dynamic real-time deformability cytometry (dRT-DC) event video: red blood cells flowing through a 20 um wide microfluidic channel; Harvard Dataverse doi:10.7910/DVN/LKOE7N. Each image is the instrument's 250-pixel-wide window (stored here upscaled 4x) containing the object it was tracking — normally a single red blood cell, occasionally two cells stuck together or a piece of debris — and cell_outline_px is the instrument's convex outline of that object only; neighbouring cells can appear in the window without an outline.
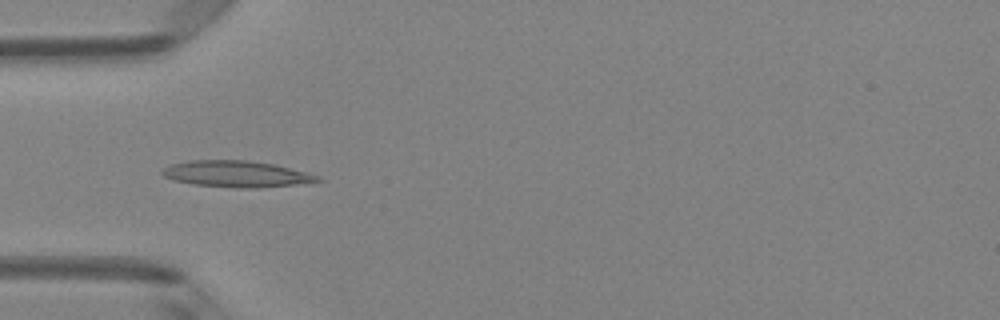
{"species": "Egyptian fruit bat (a non-hibernating species)", "species_latin": "Rousettus aegyptiacus", "temperature_condition": "room temperature", "stored_images_in_passage": 7, "camera_frame_rate_fps": 3000, "um_per_image_px": 0.085, "animal": {"sex": "female"}, "frame": {"image": 1, "passage_image": 4, "time_ms": 1.0, "image_size_px": [1000, 320], "cell_outline_px": [[324, 180], [312, 184], [260, 188], [232, 188], [192, 184], [172, 180], [164, 176], [160, 172], [164, 168], [172, 164], [192, 160], [244, 160], [272, 164], [320, 176]], "centroid_in_image_um": [20.16, 14.81], "position_along_channel_um": 64.8, "area_um2": 24.16}}
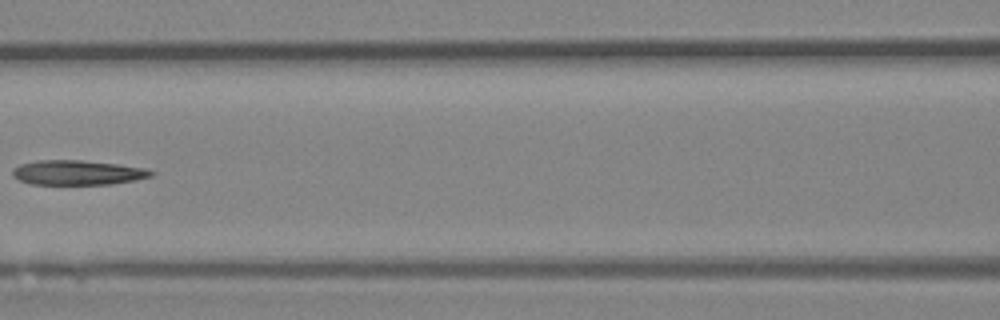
{"frame": {"image": 2, "passage_image": 6, "time_ms": 1.667, "image_size_px": [1000, 320], "cell_outline_px": [[156, 172], [152, 176], [136, 180], [112, 184], [28, 184], [12, 176], [12, 172], [20, 164], [40, 160], [80, 160], [116, 164], [148, 168]], "centroid_in_image_um": [6.64, 14.67], "position_along_channel_um": 160.0, "area_um2": 19.94}}
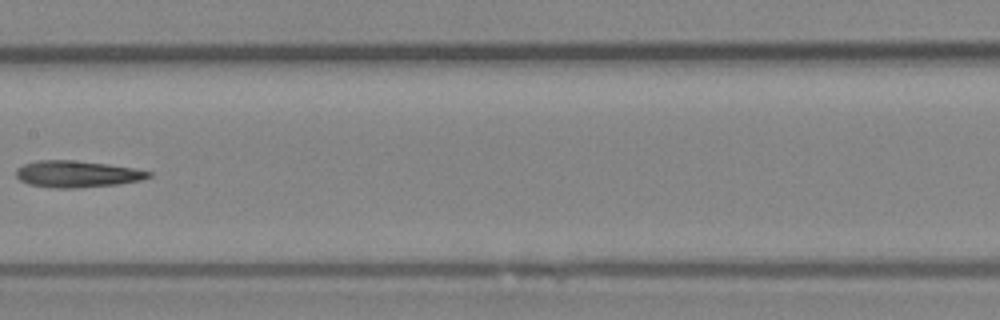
{"frame": {"image": 3, "passage_image": 7, "time_ms": 2.0, "image_size_px": [1000, 320], "cell_outline_px": [[152, 176], [140, 180], [116, 184], [76, 188], [52, 188], [28, 184], [20, 180], [16, 176], [16, 168], [24, 164], [36, 160], [72, 160], [108, 164], [132, 168], [152, 172]], "centroid_in_image_um": [6.51, 14.79], "position_along_channel_um": 200.9, "area_um2": 20.52}}